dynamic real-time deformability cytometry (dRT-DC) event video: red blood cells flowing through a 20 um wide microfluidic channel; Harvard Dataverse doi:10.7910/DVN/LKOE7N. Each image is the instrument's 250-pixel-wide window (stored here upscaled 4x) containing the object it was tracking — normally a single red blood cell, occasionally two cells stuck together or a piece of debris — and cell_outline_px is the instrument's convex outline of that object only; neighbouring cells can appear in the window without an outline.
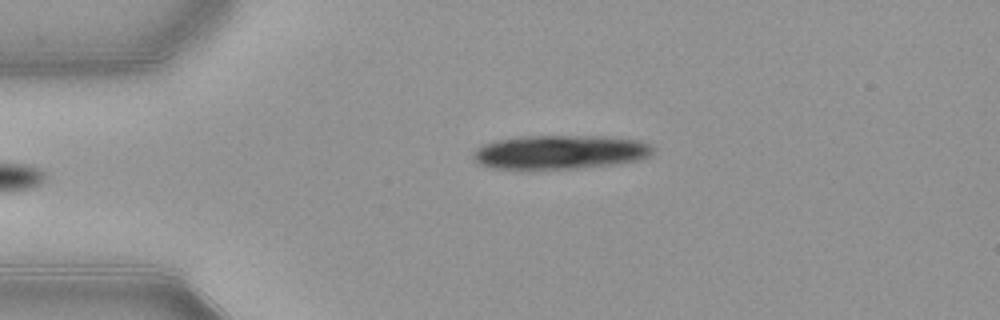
{"species": "common noctule bat (a hibernating species)", "species_latin": "Nyctalus noctula", "temperature_condition": "warm", "stored_images_in_passage": 7, "camera_frame_rate_fps": 3000, "um_per_image_px": 0.085, "animal": {"sex": "female", "body_mass_g": 21.9}, "frame": {"image": 1, "passage_image": 1, "time_ms": 0.0, "image_size_px": [1000, 320], "cell_outline_px": [[652, 152], [648, 156], [636, 160], [620, 164], [576, 168], [524, 172], [488, 168], [476, 164], [472, 160], [472, 152], [476, 148], [484, 144], [496, 140], [524, 136], [604, 136], [640, 140], [648, 144], [652, 148]], "centroid_in_image_um": [47.46, 12.97], "position_along_channel_um": 37.5, "area_um2": 36.88}}